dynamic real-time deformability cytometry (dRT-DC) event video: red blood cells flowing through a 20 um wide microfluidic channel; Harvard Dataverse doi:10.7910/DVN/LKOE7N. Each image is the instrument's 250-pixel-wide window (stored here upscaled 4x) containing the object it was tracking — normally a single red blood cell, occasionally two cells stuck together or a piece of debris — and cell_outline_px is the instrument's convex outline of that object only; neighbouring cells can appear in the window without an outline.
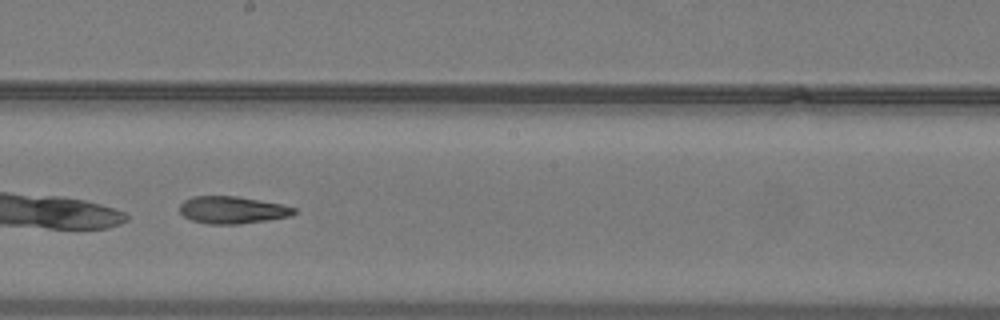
{"species": "common noctule bat (a hibernating species)", "species_latin": "Nyctalus noctula", "temperature_condition": "warm", "stored_images_in_passage": 29, "camera_frame_rate_fps": 3000, "um_per_image_px": 0.085, "animal": {"sex": "male", "body_mass_g": 19.2, "forearm_length_mm": 51.8}, "frame": {"image": 1, "passage_image": 13, "time_ms": 4.0, "image_size_px": [1000, 320], "cell_outline_px": [[296, 212], [292, 216], [268, 220], [240, 224], [208, 224], [192, 220], [184, 216], [180, 212], [180, 204], [184, 200], [192, 196], [236, 196], [284, 204], [296, 208]], "centroid_in_image_um": [19.78, 17.84], "position_along_channel_um": 228.4, "area_um2": 18.32}}